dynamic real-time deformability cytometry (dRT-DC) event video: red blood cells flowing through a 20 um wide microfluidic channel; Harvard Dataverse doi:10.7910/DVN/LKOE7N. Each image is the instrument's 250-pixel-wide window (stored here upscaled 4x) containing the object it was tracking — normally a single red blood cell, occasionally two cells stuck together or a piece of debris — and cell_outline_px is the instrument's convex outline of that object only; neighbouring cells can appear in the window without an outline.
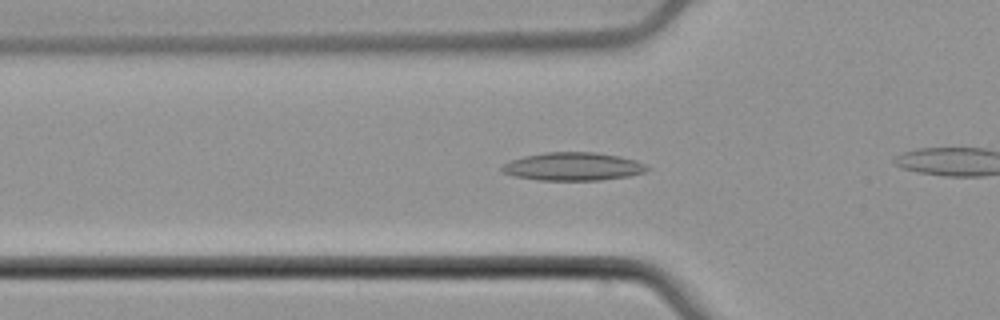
{"species": "common noctule bat (a hibernating species)", "species_latin": "Nyctalus noctula", "temperature_condition": "cold", "stored_images_in_passage": 32, "camera_frame_rate_fps": 3000, "um_per_image_px": 0.085, "animal": {"sex": "male", "body_mass_g": 21.5, "forearm_length_mm": 52.0}, "frame": {"image": 1, "passage_image": 7, "time_ms": 2.0, "image_size_px": [1000, 320], "cell_outline_px": [[652, 168], [644, 172], [628, 176], [600, 180], [536, 180], [512, 176], [500, 172], [500, 168], [504, 164], [512, 160], [524, 156], [544, 152], [596, 152], [636, 160]], "centroid_in_image_um": [48.67, 14.16], "position_along_channel_um": 77.1, "area_um2": 23.87}}
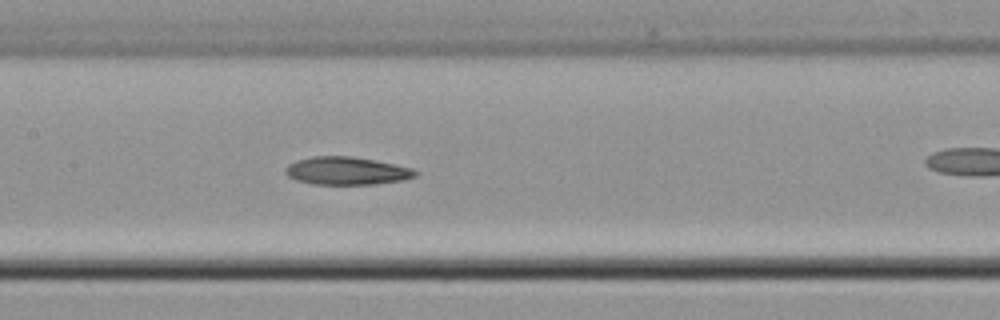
{"frame": {"image": 2, "passage_image": 15, "time_ms": 4.667, "image_size_px": [1000, 320], "cell_outline_px": [[420, 172], [416, 176], [404, 180], [372, 184], [312, 184], [296, 180], [288, 176], [284, 172], [284, 168], [288, 164], [296, 160], [312, 156], [352, 156], [412, 168]], "centroid_in_image_um": [29.43, 14.52], "position_along_channel_um": 178.0, "area_um2": 21.1}}
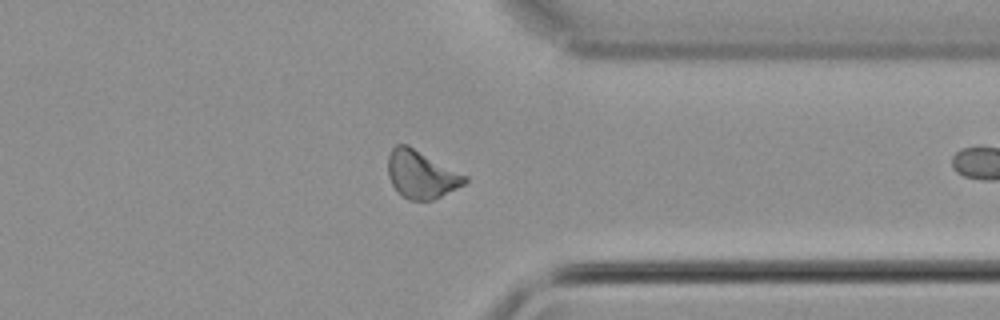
{"frame": {"image": 3, "passage_image": 31, "time_ms": 10.0, "image_size_px": [1000, 320], "cell_outline_px": [[468, 180], [464, 184], [432, 200], [408, 200], [392, 184], [388, 176], [388, 156], [392, 148], [396, 144], [408, 144], [468, 176]], "centroid_in_image_um": [35.8, 14.8], "position_along_channel_um": 375.6, "area_um2": 21.27}}